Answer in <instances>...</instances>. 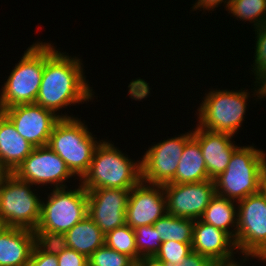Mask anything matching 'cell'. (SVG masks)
I'll return each instance as SVG.
<instances>
[{"label":"cell","mask_w":266,"mask_h":266,"mask_svg":"<svg viewBox=\"0 0 266 266\" xmlns=\"http://www.w3.org/2000/svg\"><path fill=\"white\" fill-rule=\"evenodd\" d=\"M45 42V65L35 103L53 111L60 118H73L57 111L68 105L91 100L94 94L86 82L83 63L78 57H69ZM57 112V113H56Z\"/></svg>","instance_id":"6da1fadb"},{"label":"cell","mask_w":266,"mask_h":266,"mask_svg":"<svg viewBox=\"0 0 266 266\" xmlns=\"http://www.w3.org/2000/svg\"><path fill=\"white\" fill-rule=\"evenodd\" d=\"M137 162L109 141L101 140L80 183L86 191L100 188L131 190L142 181L141 161Z\"/></svg>","instance_id":"7a4b0ae2"},{"label":"cell","mask_w":266,"mask_h":266,"mask_svg":"<svg viewBox=\"0 0 266 266\" xmlns=\"http://www.w3.org/2000/svg\"><path fill=\"white\" fill-rule=\"evenodd\" d=\"M76 189L56 188L41 203L40 220L35 229L38 241L60 239L88 215L87 191L79 183Z\"/></svg>","instance_id":"3957f363"},{"label":"cell","mask_w":266,"mask_h":266,"mask_svg":"<svg viewBox=\"0 0 266 266\" xmlns=\"http://www.w3.org/2000/svg\"><path fill=\"white\" fill-rule=\"evenodd\" d=\"M264 151L238 146L224 172L214 178L216 194L235 202L260 191V167Z\"/></svg>","instance_id":"277c9868"},{"label":"cell","mask_w":266,"mask_h":266,"mask_svg":"<svg viewBox=\"0 0 266 266\" xmlns=\"http://www.w3.org/2000/svg\"><path fill=\"white\" fill-rule=\"evenodd\" d=\"M89 131L81 119L61 118L47 144L80 179L88 171L94 150L100 143Z\"/></svg>","instance_id":"5b68a950"},{"label":"cell","mask_w":266,"mask_h":266,"mask_svg":"<svg viewBox=\"0 0 266 266\" xmlns=\"http://www.w3.org/2000/svg\"><path fill=\"white\" fill-rule=\"evenodd\" d=\"M24 52L1 89L0 111L36 101L45 65V42L33 43Z\"/></svg>","instance_id":"8992f818"},{"label":"cell","mask_w":266,"mask_h":266,"mask_svg":"<svg viewBox=\"0 0 266 266\" xmlns=\"http://www.w3.org/2000/svg\"><path fill=\"white\" fill-rule=\"evenodd\" d=\"M248 90H211L198 110V126L205 130L235 135L245 117Z\"/></svg>","instance_id":"52a82bcc"},{"label":"cell","mask_w":266,"mask_h":266,"mask_svg":"<svg viewBox=\"0 0 266 266\" xmlns=\"http://www.w3.org/2000/svg\"><path fill=\"white\" fill-rule=\"evenodd\" d=\"M31 186V183L19 180L13 173L3 178L0 183V217L6 227L35 231L42 201Z\"/></svg>","instance_id":"ba28073f"},{"label":"cell","mask_w":266,"mask_h":266,"mask_svg":"<svg viewBox=\"0 0 266 266\" xmlns=\"http://www.w3.org/2000/svg\"><path fill=\"white\" fill-rule=\"evenodd\" d=\"M235 245L242 257L266 255V195L252 194L237 203ZM245 255V256H244Z\"/></svg>","instance_id":"9c48e42d"},{"label":"cell","mask_w":266,"mask_h":266,"mask_svg":"<svg viewBox=\"0 0 266 266\" xmlns=\"http://www.w3.org/2000/svg\"><path fill=\"white\" fill-rule=\"evenodd\" d=\"M13 174L32 185H54L56 188L67 186L63 182L75 176L49 146L34 147L31 154L17 167Z\"/></svg>","instance_id":"30bf717a"},{"label":"cell","mask_w":266,"mask_h":266,"mask_svg":"<svg viewBox=\"0 0 266 266\" xmlns=\"http://www.w3.org/2000/svg\"><path fill=\"white\" fill-rule=\"evenodd\" d=\"M192 131L149 147L141 161V178L147 184L163 185L174 177L186 141Z\"/></svg>","instance_id":"8fae6325"},{"label":"cell","mask_w":266,"mask_h":266,"mask_svg":"<svg viewBox=\"0 0 266 266\" xmlns=\"http://www.w3.org/2000/svg\"><path fill=\"white\" fill-rule=\"evenodd\" d=\"M167 213L180 218L200 219L215 196L213 179L197 183L163 184Z\"/></svg>","instance_id":"7c38bea8"},{"label":"cell","mask_w":266,"mask_h":266,"mask_svg":"<svg viewBox=\"0 0 266 266\" xmlns=\"http://www.w3.org/2000/svg\"><path fill=\"white\" fill-rule=\"evenodd\" d=\"M1 112L33 147L47 145L55 124L61 119L53 111L36 103L8 107Z\"/></svg>","instance_id":"4fadbf2b"},{"label":"cell","mask_w":266,"mask_h":266,"mask_svg":"<svg viewBox=\"0 0 266 266\" xmlns=\"http://www.w3.org/2000/svg\"><path fill=\"white\" fill-rule=\"evenodd\" d=\"M130 190L100 188L87 190L88 216L106 235L126 224V209Z\"/></svg>","instance_id":"5bb4252c"},{"label":"cell","mask_w":266,"mask_h":266,"mask_svg":"<svg viewBox=\"0 0 266 266\" xmlns=\"http://www.w3.org/2000/svg\"><path fill=\"white\" fill-rule=\"evenodd\" d=\"M166 213L167 205L163 185L147 184L141 181L130 190L126 224L132 229L153 225Z\"/></svg>","instance_id":"9a60e30c"},{"label":"cell","mask_w":266,"mask_h":266,"mask_svg":"<svg viewBox=\"0 0 266 266\" xmlns=\"http://www.w3.org/2000/svg\"><path fill=\"white\" fill-rule=\"evenodd\" d=\"M236 249L234 239L227 232L200 219L195 220L192 251L218 265L235 262L233 257Z\"/></svg>","instance_id":"2e32d148"},{"label":"cell","mask_w":266,"mask_h":266,"mask_svg":"<svg viewBox=\"0 0 266 266\" xmlns=\"http://www.w3.org/2000/svg\"><path fill=\"white\" fill-rule=\"evenodd\" d=\"M192 136L198 141L207 168L208 177L216 178L224 172L234 150L238 147L228 133L205 130L197 126Z\"/></svg>","instance_id":"e0dca14e"},{"label":"cell","mask_w":266,"mask_h":266,"mask_svg":"<svg viewBox=\"0 0 266 266\" xmlns=\"http://www.w3.org/2000/svg\"><path fill=\"white\" fill-rule=\"evenodd\" d=\"M37 242L33 230L4 228L0 232V266H27Z\"/></svg>","instance_id":"ac0fdd59"},{"label":"cell","mask_w":266,"mask_h":266,"mask_svg":"<svg viewBox=\"0 0 266 266\" xmlns=\"http://www.w3.org/2000/svg\"><path fill=\"white\" fill-rule=\"evenodd\" d=\"M34 147L16 131L12 122L0 111V164L13 173L31 154Z\"/></svg>","instance_id":"d6986e66"},{"label":"cell","mask_w":266,"mask_h":266,"mask_svg":"<svg viewBox=\"0 0 266 266\" xmlns=\"http://www.w3.org/2000/svg\"><path fill=\"white\" fill-rule=\"evenodd\" d=\"M58 241L88 258L98 248L105 245V234L87 215Z\"/></svg>","instance_id":"ffe728a7"},{"label":"cell","mask_w":266,"mask_h":266,"mask_svg":"<svg viewBox=\"0 0 266 266\" xmlns=\"http://www.w3.org/2000/svg\"><path fill=\"white\" fill-rule=\"evenodd\" d=\"M210 179L198 141L191 136L185 143L175 177L169 183H197Z\"/></svg>","instance_id":"44dd1931"},{"label":"cell","mask_w":266,"mask_h":266,"mask_svg":"<svg viewBox=\"0 0 266 266\" xmlns=\"http://www.w3.org/2000/svg\"><path fill=\"white\" fill-rule=\"evenodd\" d=\"M235 206L233 200L215 194L200 220L227 232L235 241L238 218ZM230 226L234 229L230 230Z\"/></svg>","instance_id":"7402d4cb"},{"label":"cell","mask_w":266,"mask_h":266,"mask_svg":"<svg viewBox=\"0 0 266 266\" xmlns=\"http://www.w3.org/2000/svg\"><path fill=\"white\" fill-rule=\"evenodd\" d=\"M195 220L180 218L166 213L153 227L156 229L162 242L178 241L192 244Z\"/></svg>","instance_id":"603a6c76"},{"label":"cell","mask_w":266,"mask_h":266,"mask_svg":"<svg viewBox=\"0 0 266 266\" xmlns=\"http://www.w3.org/2000/svg\"><path fill=\"white\" fill-rule=\"evenodd\" d=\"M226 10L237 20L252 21L255 29L266 23V0H234Z\"/></svg>","instance_id":"cb8c5ba5"},{"label":"cell","mask_w":266,"mask_h":266,"mask_svg":"<svg viewBox=\"0 0 266 266\" xmlns=\"http://www.w3.org/2000/svg\"><path fill=\"white\" fill-rule=\"evenodd\" d=\"M105 245L138 262L135 232L129 225L117 227L105 235Z\"/></svg>","instance_id":"d4e9b609"},{"label":"cell","mask_w":266,"mask_h":266,"mask_svg":"<svg viewBox=\"0 0 266 266\" xmlns=\"http://www.w3.org/2000/svg\"><path fill=\"white\" fill-rule=\"evenodd\" d=\"M138 261L142 257L155 256L161 247L162 241L153 225H144L134 228Z\"/></svg>","instance_id":"484cf974"},{"label":"cell","mask_w":266,"mask_h":266,"mask_svg":"<svg viewBox=\"0 0 266 266\" xmlns=\"http://www.w3.org/2000/svg\"><path fill=\"white\" fill-rule=\"evenodd\" d=\"M89 266H137L129 256L119 253L106 245L98 248L88 257Z\"/></svg>","instance_id":"4316f807"},{"label":"cell","mask_w":266,"mask_h":266,"mask_svg":"<svg viewBox=\"0 0 266 266\" xmlns=\"http://www.w3.org/2000/svg\"><path fill=\"white\" fill-rule=\"evenodd\" d=\"M192 252V244L181 243L178 241L162 242L160 249L155 257L167 266L183 263L185 258Z\"/></svg>","instance_id":"83f0119b"},{"label":"cell","mask_w":266,"mask_h":266,"mask_svg":"<svg viewBox=\"0 0 266 266\" xmlns=\"http://www.w3.org/2000/svg\"><path fill=\"white\" fill-rule=\"evenodd\" d=\"M47 243L56 251L59 266H88V258L84 254L65 247L58 240Z\"/></svg>","instance_id":"f1b7e54d"},{"label":"cell","mask_w":266,"mask_h":266,"mask_svg":"<svg viewBox=\"0 0 266 266\" xmlns=\"http://www.w3.org/2000/svg\"><path fill=\"white\" fill-rule=\"evenodd\" d=\"M256 36V48H255V60L253 61V70H251L256 76V81L266 73V23L255 29Z\"/></svg>","instance_id":"f546056e"},{"label":"cell","mask_w":266,"mask_h":266,"mask_svg":"<svg viewBox=\"0 0 266 266\" xmlns=\"http://www.w3.org/2000/svg\"><path fill=\"white\" fill-rule=\"evenodd\" d=\"M27 266H59L56 251L47 242L38 241Z\"/></svg>","instance_id":"4dcf8cb0"},{"label":"cell","mask_w":266,"mask_h":266,"mask_svg":"<svg viewBox=\"0 0 266 266\" xmlns=\"http://www.w3.org/2000/svg\"><path fill=\"white\" fill-rule=\"evenodd\" d=\"M171 266H216V264L211 259L192 251L183 263Z\"/></svg>","instance_id":"1f68e13d"},{"label":"cell","mask_w":266,"mask_h":266,"mask_svg":"<svg viewBox=\"0 0 266 266\" xmlns=\"http://www.w3.org/2000/svg\"><path fill=\"white\" fill-rule=\"evenodd\" d=\"M224 3L225 7L228 9L230 0H196L195 5L192 7L193 10H199L198 8H203V10H212L218 7L219 4ZM227 3V4H225Z\"/></svg>","instance_id":"d6a6232c"},{"label":"cell","mask_w":266,"mask_h":266,"mask_svg":"<svg viewBox=\"0 0 266 266\" xmlns=\"http://www.w3.org/2000/svg\"><path fill=\"white\" fill-rule=\"evenodd\" d=\"M255 83V87H257V90H256V88L254 89V91L256 92H254V94H252V95H256L257 97H259L258 99H260V97H261V99L262 98H266V73L265 74H263L257 81H255L254 82ZM258 85H257V84ZM259 95V96H258Z\"/></svg>","instance_id":"836d02e7"},{"label":"cell","mask_w":266,"mask_h":266,"mask_svg":"<svg viewBox=\"0 0 266 266\" xmlns=\"http://www.w3.org/2000/svg\"><path fill=\"white\" fill-rule=\"evenodd\" d=\"M137 266H167L164 262L157 259L155 256L142 257L138 262Z\"/></svg>","instance_id":"e575fe53"},{"label":"cell","mask_w":266,"mask_h":266,"mask_svg":"<svg viewBox=\"0 0 266 266\" xmlns=\"http://www.w3.org/2000/svg\"><path fill=\"white\" fill-rule=\"evenodd\" d=\"M260 192L266 195V153L260 167Z\"/></svg>","instance_id":"d590c367"},{"label":"cell","mask_w":266,"mask_h":266,"mask_svg":"<svg viewBox=\"0 0 266 266\" xmlns=\"http://www.w3.org/2000/svg\"><path fill=\"white\" fill-rule=\"evenodd\" d=\"M250 258H245L244 257V259H243V262L241 263V265H240V263L239 262H233V263H228V264H218V265H216V266H242L243 265V263H245V261H247V260H249Z\"/></svg>","instance_id":"8d00e7d4"},{"label":"cell","mask_w":266,"mask_h":266,"mask_svg":"<svg viewBox=\"0 0 266 266\" xmlns=\"http://www.w3.org/2000/svg\"><path fill=\"white\" fill-rule=\"evenodd\" d=\"M8 174V172L2 167L0 164V183L2 182L3 178Z\"/></svg>","instance_id":"74e56055"},{"label":"cell","mask_w":266,"mask_h":266,"mask_svg":"<svg viewBox=\"0 0 266 266\" xmlns=\"http://www.w3.org/2000/svg\"><path fill=\"white\" fill-rule=\"evenodd\" d=\"M4 228H6V225H5L4 221L2 220V218L0 217V232H1Z\"/></svg>","instance_id":"f35d334b"},{"label":"cell","mask_w":266,"mask_h":266,"mask_svg":"<svg viewBox=\"0 0 266 266\" xmlns=\"http://www.w3.org/2000/svg\"><path fill=\"white\" fill-rule=\"evenodd\" d=\"M255 258H258V260L260 259L261 262L264 261L266 263V255L258 256V257H255Z\"/></svg>","instance_id":"ab89813d"}]
</instances>
